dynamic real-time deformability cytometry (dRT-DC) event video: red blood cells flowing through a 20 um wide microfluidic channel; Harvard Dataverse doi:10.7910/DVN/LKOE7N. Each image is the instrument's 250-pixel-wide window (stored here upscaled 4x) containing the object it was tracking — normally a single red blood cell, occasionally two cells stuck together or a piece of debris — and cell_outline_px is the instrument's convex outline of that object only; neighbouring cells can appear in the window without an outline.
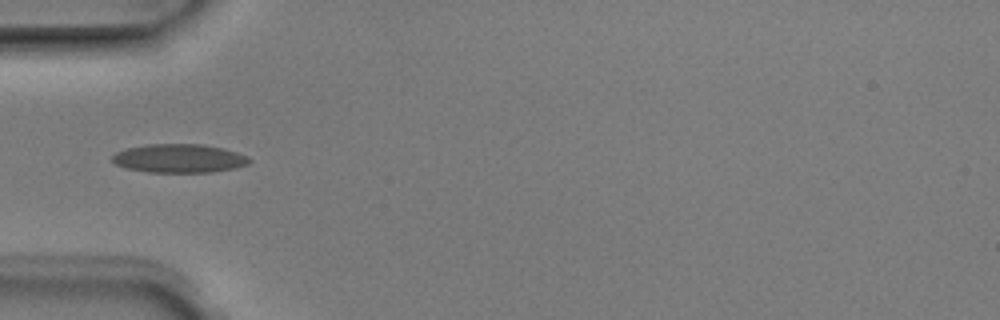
{"species": "Egyptian fruit bat (a non-hibernating species)", "species_latin": "Rousettus aegyptiacus", "temperature_condition": "room temperature", "stored_images_in_passage": 5, "camera_frame_rate_fps": 3000, "um_per_image_px": 0.085, "animal": {"sex": "male"}, "frame": {"image": 1, "passage_image": 5, "time_ms": 1.333, "image_size_px": [1000, 320], "cell_outline_px": [[252, 160], [248, 164], [236, 168], [212, 172], [148, 172], [124, 168], [116, 164], [112, 160], [112, 156], [116, 152], [124, 148], [148, 144], [204, 144], [224, 148], [248, 156]], "centroid_in_image_um": [15.23, 13.46], "position_along_channel_um": 69.8, "area_um2": 23.12}}